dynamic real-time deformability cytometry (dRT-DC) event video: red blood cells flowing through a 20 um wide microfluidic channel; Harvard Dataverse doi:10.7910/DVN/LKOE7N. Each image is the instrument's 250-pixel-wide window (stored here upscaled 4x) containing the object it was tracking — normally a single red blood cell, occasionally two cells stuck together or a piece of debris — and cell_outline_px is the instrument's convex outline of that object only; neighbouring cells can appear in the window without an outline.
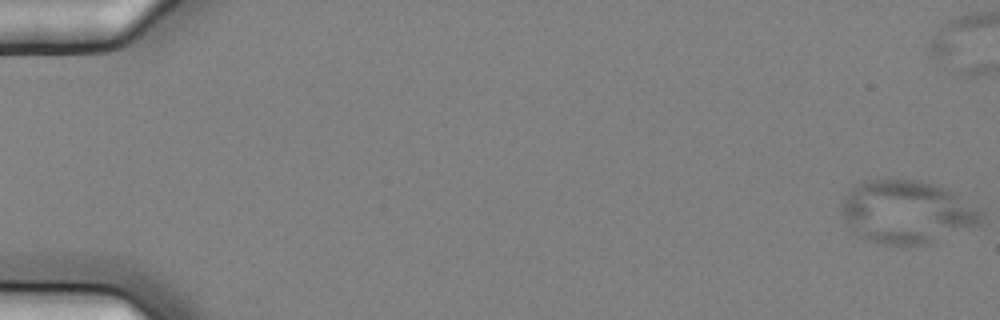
{"species": "common noctule bat (a hibernating species)", "species_latin": "Nyctalus noctula", "temperature_condition": "cold", "stored_images_in_passage": 6, "camera_frame_rate_fps": 3000, "um_per_image_px": 0.085, "animal": {"sex": "female", "body_mass_g": 25.1}, "frame": {"image": 1, "passage_image": 1, "time_ms": 0.0, "image_size_px": [1000, 320], "cell_outline_px": [[984, 212], [980, 224], [924, 244], [884, 244], [868, 240], [856, 236], [852, 232], [840, 208], [840, 204], [848, 192], [856, 184], [864, 180], [916, 180], [932, 184], [944, 188], [952, 192]], "centroid_in_image_um": [77.03, 18.01], "position_along_channel_um": 8.0, "area_um2": 50.63}}